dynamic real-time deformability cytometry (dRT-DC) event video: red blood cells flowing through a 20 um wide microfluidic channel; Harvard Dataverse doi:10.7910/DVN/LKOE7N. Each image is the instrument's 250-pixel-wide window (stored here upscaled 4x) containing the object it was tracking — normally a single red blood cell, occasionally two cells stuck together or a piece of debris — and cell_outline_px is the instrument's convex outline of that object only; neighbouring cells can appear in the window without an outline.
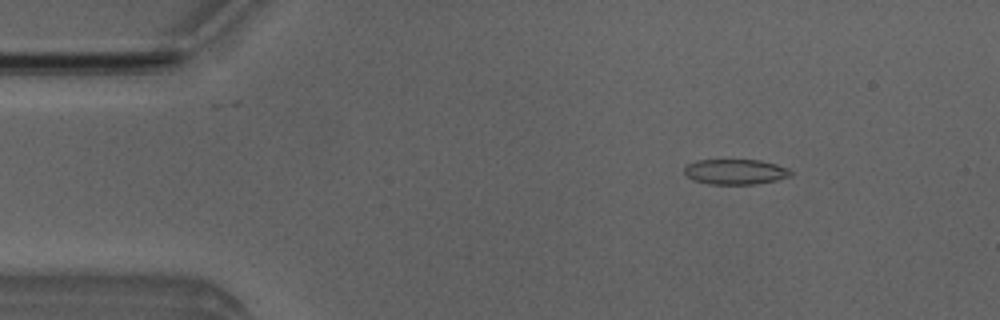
{"species": "Egyptian fruit bat (a non-hibernating species)", "species_latin": "Rousettus aegyptiacus", "temperature_condition": "room temperature", "stored_images_in_passage": 4, "camera_frame_rate_fps": 3000, "um_per_image_px": 0.085, "animal": {"sex": "male"}, "frame": {"image": 1, "passage_image": 2, "time_ms": 1.333, "image_size_px": [1000, 320], "cell_outline_px": [[792, 176], [776, 180], [756, 184], [708, 184], [692, 180], [684, 172], [684, 168], [688, 164], [696, 160], [760, 160], [776, 164], [788, 168], [792, 172]], "centroid_in_image_um": [62.51, 14.6], "position_along_channel_um": 22.5, "area_um2": 15.72}}